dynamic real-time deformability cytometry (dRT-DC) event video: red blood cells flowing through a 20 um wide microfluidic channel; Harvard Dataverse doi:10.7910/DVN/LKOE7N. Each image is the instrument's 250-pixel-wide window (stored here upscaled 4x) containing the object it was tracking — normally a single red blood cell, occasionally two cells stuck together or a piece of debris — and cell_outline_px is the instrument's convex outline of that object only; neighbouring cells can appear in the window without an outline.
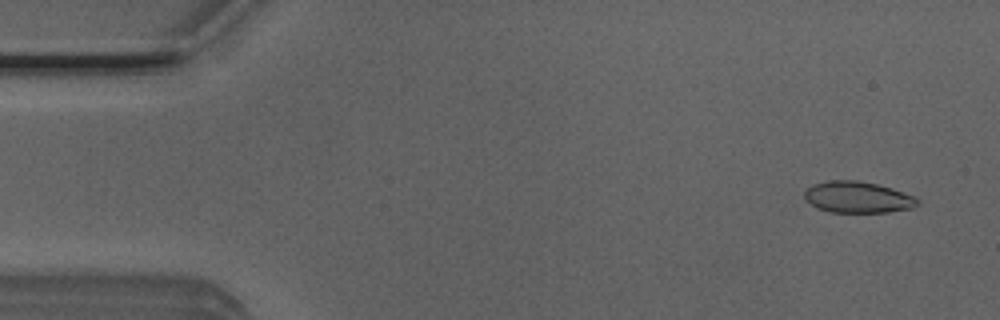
{"species": "Egyptian fruit bat (a non-hibernating species)", "species_latin": "Rousettus aegyptiacus", "temperature_condition": "room temperature", "stored_images_in_passage": 7, "camera_frame_rate_fps": 3000, "um_per_image_px": 0.085, "animal": {"sex": "male"}, "frame": {"image": 1, "passage_image": 1, "time_ms": 0.0, "image_size_px": [1000, 320], "cell_outline_px": [[920, 204], [912, 208], [888, 212], [828, 212], [816, 208], [804, 196], [804, 192], [812, 184], [828, 180], [856, 180], [876, 184], [892, 188], [912, 196], [920, 200]], "centroid_in_image_um": [72.9, 16.76], "position_along_channel_um": 12.1, "area_um2": 20.63}}
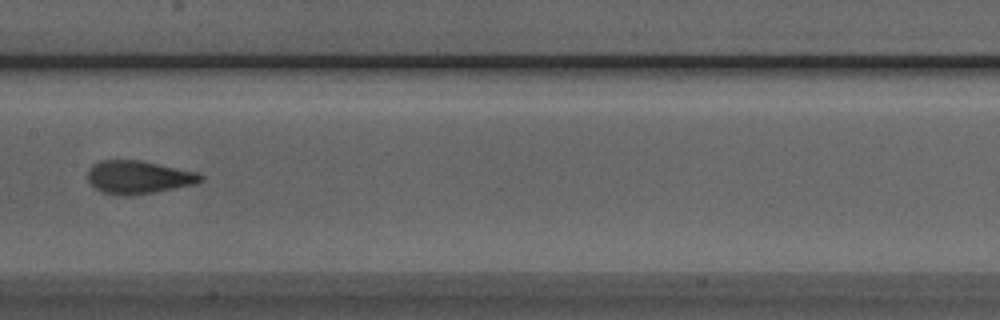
{"frame": {"image": 2, "passage_image": 7, "time_ms": 2.0, "image_size_px": [1000, 320], "cell_outline_px": [[204, 180], [196, 184], [152, 192], [128, 196], [120, 196], [100, 192], [88, 180], [88, 168], [92, 164], [100, 160], [140, 160], [196, 172], [204, 176]], "centroid_in_image_um": [11.75, 15.06], "position_along_channel_um": 195.7, "area_um2": 21.79}}